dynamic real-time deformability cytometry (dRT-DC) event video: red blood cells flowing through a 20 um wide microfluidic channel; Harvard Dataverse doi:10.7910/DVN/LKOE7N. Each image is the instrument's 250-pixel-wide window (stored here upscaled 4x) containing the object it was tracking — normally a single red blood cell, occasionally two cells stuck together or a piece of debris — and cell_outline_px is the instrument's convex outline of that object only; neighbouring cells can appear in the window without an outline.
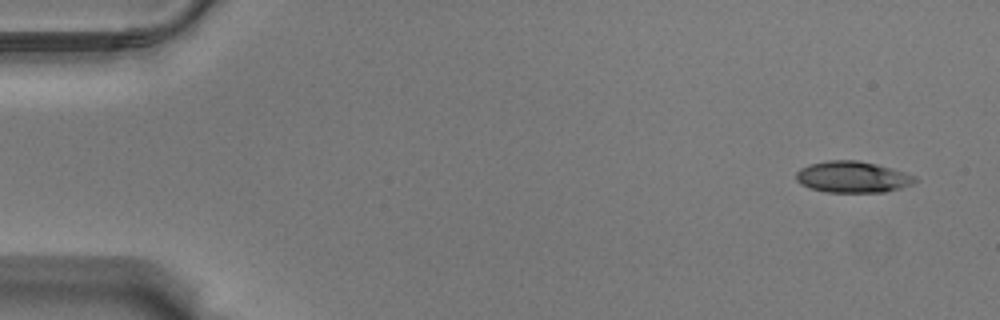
{"species": "Egyptian fruit bat (a non-hibernating species)", "species_latin": "Rousettus aegyptiacus", "temperature_condition": "warm", "stored_images_in_passage": 7, "camera_frame_rate_fps": 3000, "um_per_image_px": 0.085, "animal": {"sex": "male"}, "frame": {"image": 1, "passage_image": 1, "time_ms": 0.0, "image_size_px": [1000, 320], "cell_outline_px": [[916, 180], [912, 184], [900, 188], [884, 192], [824, 192], [808, 188], [800, 184], [796, 180], [796, 172], [800, 168], [808, 164], [828, 160], [856, 160], [876, 164], [904, 172], [916, 176]], "centroid_in_image_um": [72.41, 15.04], "position_along_channel_um": 12.6, "area_um2": 21.79}}
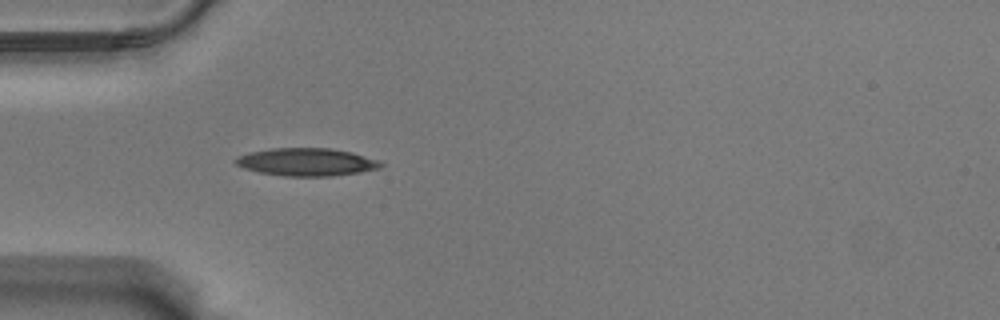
{"frame": {"image": 2, "passage_image": 5, "time_ms": 1.333, "image_size_px": [1000, 320], "cell_outline_px": [[384, 164], [380, 168], [360, 172], [332, 176], [284, 176], [260, 172], [244, 168], [236, 164], [232, 160], [236, 156], [248, 152], [272, 148], [332, 148], [352, 152], [380, 160]], "centroid_in_image_um": [26.05, 13.76], "position_along_channel_um": 58.9, "area_um2": 23.7}}